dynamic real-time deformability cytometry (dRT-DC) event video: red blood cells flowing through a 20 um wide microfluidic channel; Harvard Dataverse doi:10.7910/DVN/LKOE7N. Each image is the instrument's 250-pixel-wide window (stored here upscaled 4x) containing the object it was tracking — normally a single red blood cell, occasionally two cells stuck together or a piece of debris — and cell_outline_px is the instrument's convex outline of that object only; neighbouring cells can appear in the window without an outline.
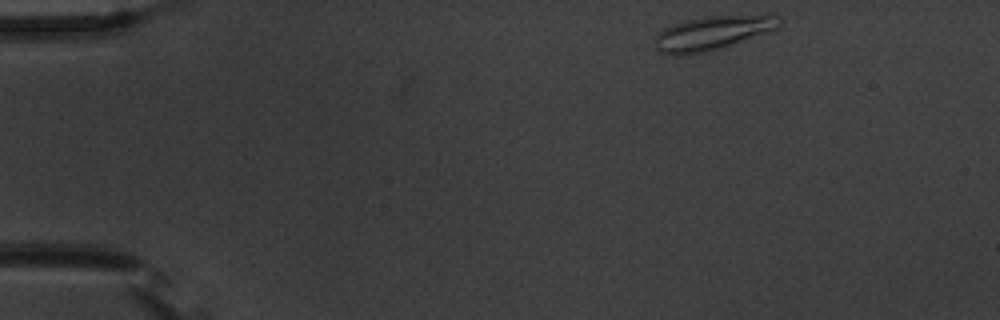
{"species": "common noctule bat (a hibernating species)", "species_latin": "Nyctalus noctula", "temperature_condition": "warm", "stored_images_in_passage": 48, "camera_frame_rate_fps": 3000, "um_per_image_px": 0.085, "animal": {"sex": "male", "body_mass_g": 20.1, "forearm_length_mm": 53.5}, "frame": {"image": 1, "passage_image": 1, "time_ms": 0.0, "image_size_px": [1000, 320], "cell_outline_px": [[780, 20], [776, 28], [768, 32], [720, 48], [704, 52], [684, 56], [672, 56], [656, 52], [652, 40], [652, 36], [656, 32], [672, 24], [688, 20], [708, 16], [768, 12], [776, 16]], "centroid_in_image_um": [60.48, 2.79], "position_along_channel_um": 24.5, "area_um2": 25.55}}
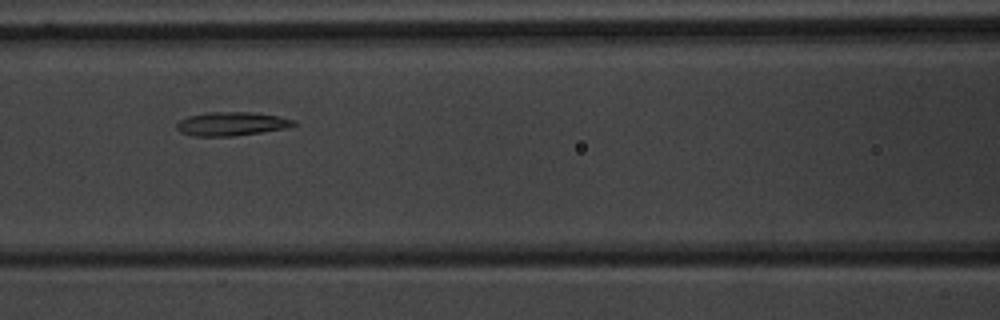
{"frame": {"image": 2, "passage_image": 18, "time_ms": 5.667, "image_size_px": [1000, 320], "cell_outline_px": [[296, 124], [284, 128], [260, 132], [232, 136], [196, 136], [180, 132], [176, 128], [176, 124], [180, 120], [188, 116], [208, 112], [252, 112], [276, 116], [296, 120]], "centroid_in_image_um": [19.64, 10.52], "position_along_channel_um": 147.0, "area_um2": 15.95}}
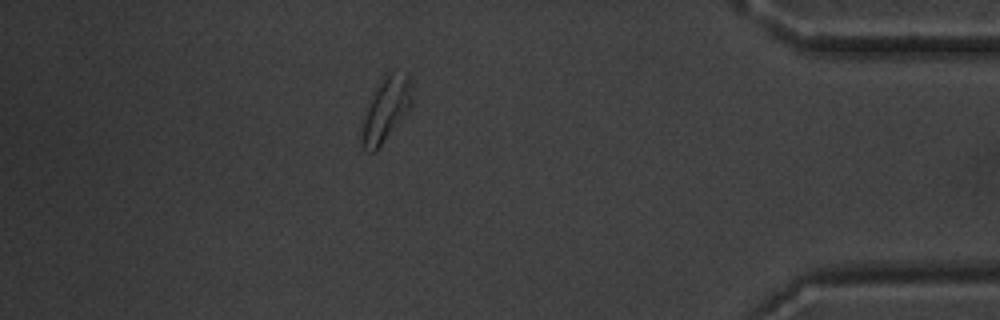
{"frame": {"image": 3, "passage_image": 42, "time_ms": 13.667, "image_size_px": [1000, 320], "cell_outline_px": [[412, 104], [376, 152], [368, 152], [360, 144], [360, 132], [376, 84], [392, 72], [408, 72], [412, 96]], "centroid_in_image_um": [32.79, 9.33], "position_along_channel_um": 402.4, "area_um2": 18.38}, "authors_computed_cell_mechanics": {"area_um2": 16.7042, "velocity_mm_per_s": 3.652, "shape_relaxation_time_tau1_ms": 7.4254, "shape_relaxation_time_tau2_ms": 2.3299, "deformation_change_tau1": 0.1973, "deformation_change_tau2": 0.0859}}